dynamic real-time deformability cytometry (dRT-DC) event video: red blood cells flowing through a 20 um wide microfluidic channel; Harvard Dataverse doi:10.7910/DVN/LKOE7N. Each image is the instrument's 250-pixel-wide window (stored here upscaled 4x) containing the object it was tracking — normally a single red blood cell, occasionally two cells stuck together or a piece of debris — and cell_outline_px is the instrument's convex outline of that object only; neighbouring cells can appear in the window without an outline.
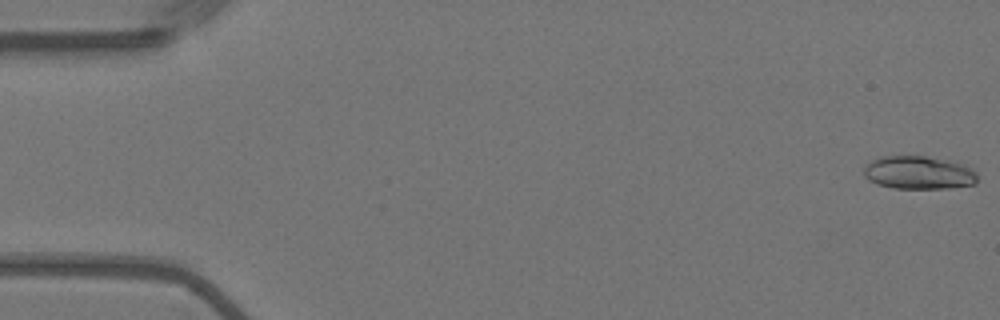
{"species": "Egyptian fruit bat (a non-hibernating species)", "species_latin": "Rousettus aegyptiacus", "temperature_condition": "warm", "stored_images_in_passage": 56, "camera_frame_rate_fps": 3000, "um_per_image_px": 0.085, "animal": {"sex": "female"}, "frame": {"image": 1, "passage_image": 1, "time_ms": 0.0, "image_size_px": [1000, 320], "cell_outline_px": [[976, 184], [948, 188], [892, 188], [876, 184], [868, 180], [864, 176], [864, 168], [872, 160], [880, 156], [924, 156], [948, 160], [964, 164], [972, 168], [976, 172]], "centroid_in_image_um": [78.08, 14.67], "position_along_channel_um": 6.9, "area_um2": 22.02}}
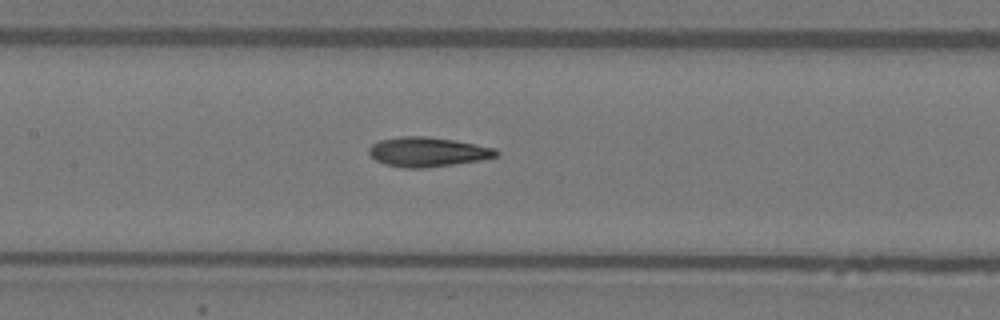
{"frame": {"image": 2, "passage_image": 26, "time_ms": 8.333, "image_size_px": [1000, 320], "cell_outline_px": [[500, 152], [496, 156], [480, 160], [424, 168], [404, 168], [384, 164], [376, 160], [368, 152], [368, 148], [372, 144], [380, 140], [400, 136], [424, 136], [452, 140], [496, 148]], "centroid_in_image_um": [36.32, 12.91], "position_along_channel_um": 171.1, "area_um2": 21.73}}
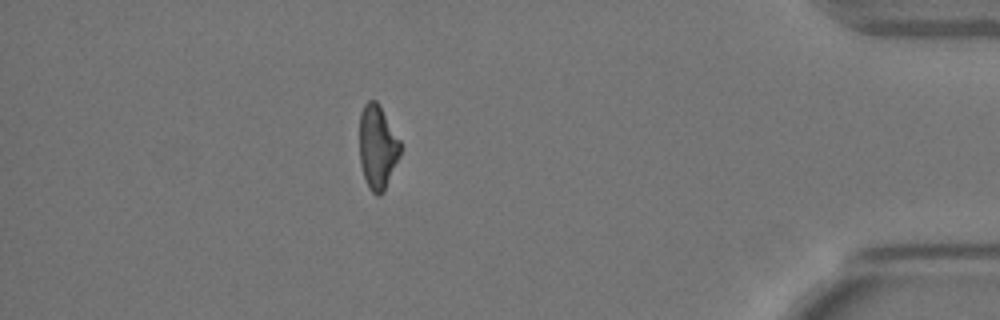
{"frame": {"image": 3, "passage_image": 49, "time_ms": 16.0, "image_size_px": [1000, 320], "cell_outline_px": [[400, 156], [384, 192], [380, 196], [376, 196], [368, 188], [360, 164], [360, 112], [364, 104], [368, 100], [376, 100], [380, 104], [400, 140]], "centroid_in_image_um": [32.09, 12.5], "position_along_channel_um": 403.1, "area_um2": 20.23}, "authors_computed_cell_mechanics": {"area_um2": 21.0392, "velocity_mm_per_s": 3.6385, "shape_relaxation_time_tau1_ms": 9.5663, "shape_relaxation_time_tau2_ms": 3.4253, "deformation_change_tau1": 0.2397, "deformation_change_tau2": 0.1152}}